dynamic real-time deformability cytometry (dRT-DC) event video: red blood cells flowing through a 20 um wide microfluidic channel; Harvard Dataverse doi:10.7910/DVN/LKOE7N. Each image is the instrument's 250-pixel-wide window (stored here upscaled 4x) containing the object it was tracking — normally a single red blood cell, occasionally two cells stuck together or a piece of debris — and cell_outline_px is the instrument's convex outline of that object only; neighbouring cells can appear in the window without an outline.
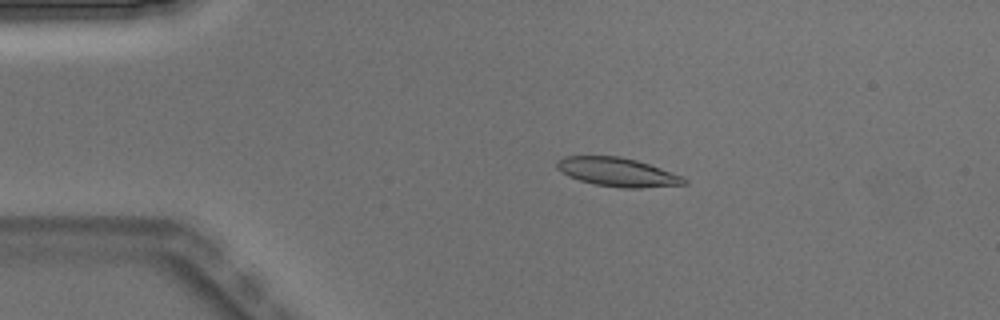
{"species": "Egyptian fruit bat (a non-hibernating species)", "species_latin": "Rousettus aegyptiacus", "temperature_condition": "warm", "stored_images_in_passage": 3, "camera_frame_rate_fps": 3000, "um_per_image_px": 0.085, "animal": {"sex": "male"}, "frame": {"image": 1, "passage_image": 2, "time_ms": 0.333, "image_size_px": [1000, 320], "cell_outline_px": [[688, 184], [640, 188], [620, 188], [596, 184], [580, 180], [568, 176], [556, 168], [556, 160], [564, 156], [620, 156], [636, 160], [684, 176], [688, 180]], "centroid_in_image_um": [52.5, 14.63], "position_along_channel_um": 32.5, "area_um2": 21.39}}